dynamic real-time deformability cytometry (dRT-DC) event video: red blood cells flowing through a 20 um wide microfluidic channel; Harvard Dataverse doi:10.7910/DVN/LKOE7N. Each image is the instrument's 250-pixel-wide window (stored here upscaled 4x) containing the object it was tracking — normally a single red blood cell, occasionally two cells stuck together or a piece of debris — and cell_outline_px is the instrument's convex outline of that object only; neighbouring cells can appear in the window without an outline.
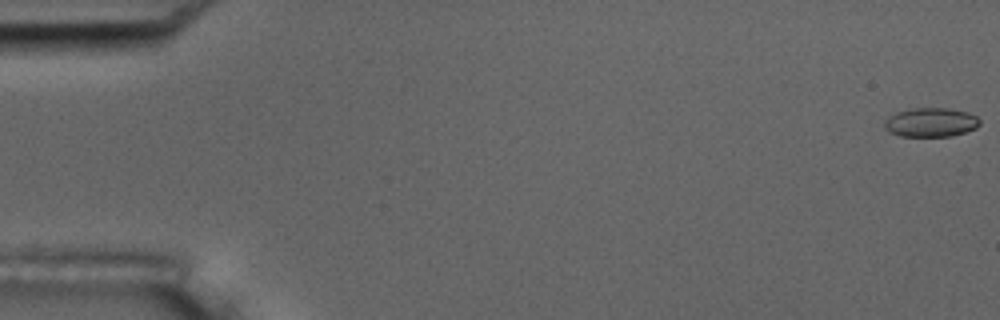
{"species": "common noctule bat (a hibernating species)", "species_latin": "Nyctalus noctula", "temperature_condition": "room temperature", "stored_images_in_passage": 55, "camera_frame_rate_fps": 3000, "um_per_image_px": 0.085, "animal": {"sex": "male", "body_mass_g": 17.5, "forearm_length_mm": 52.3}, "frame": {"image": 1, "passage_image": 1, "time_ms": 0.0, "image_size_px": [1000, 320], "cell_outline_px": [[980, 124], [976, 128], [952, 136], [900, 136], [888, 132], [884, 128], [884, 120], [888, 116], [896, 112], [912, 108], [948, 108], [968, 112], [976, 116], [980, 120]], "centroid_in_image_um": [79.09, 10.39], "position_along_channel_um": 5.9, "area_um2": 16.3}}
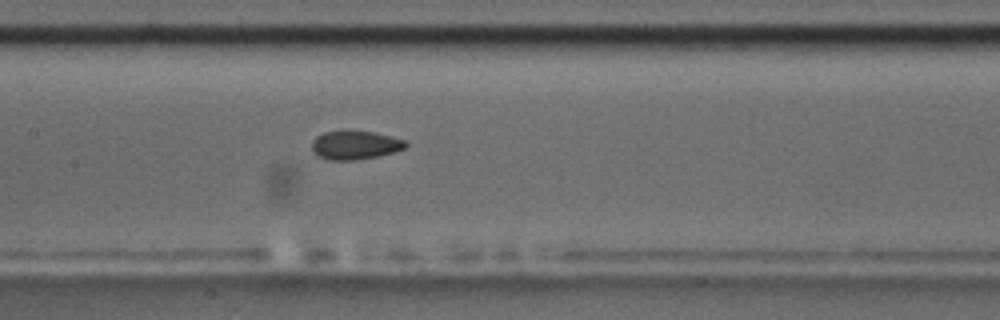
{"frame": {"image": 2, "passage_image": 27, "time_ms": 8.667, "image_size_px": [1000, 320], "cell_outline_px": [[408, 144], [404, 148], [396, 152], [356, 160], [328, 160], [320, 156], [312, 148], [312, 140], [316, 136], [324, 132], [376, 132], [404, 140]], "centroid_in_image_um": [30.2, 12.34], "position_along_channel_um": 177.2, "area_um2": 15.32}}
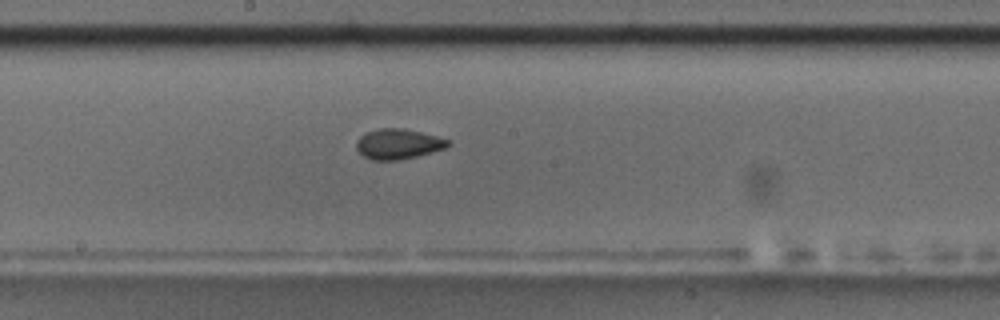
{"frame": {"image": 3, "passage_image": 30, "time_ms": 9.667, "image_size_px": [1000, 320], "cell_outline_px": [[452, 144], [444, 148], [416, 156], [396, 160], [372, 160], [364, 156], [356, 148], [356, 140], [360, 136], [368, 132], [380, 128], [404, 128], [436, 136], [448, 140]], "centroid_in_image_um": [33.82, 12.23], "position_along_channel_um": 214.4, "area_um2": 15.9}, "authors_computed_cell_mechanics": {"area_um2": 16.1262, "velocity_mm_per_s": 3.736, "shape_relaxation_time_tau1_ms": 7.5938, "shape_relaxation_time_tau2_ms": 1.444, "deformation_change_tau1": 0.1574, "deformation_change_tau2": 0.0558}}